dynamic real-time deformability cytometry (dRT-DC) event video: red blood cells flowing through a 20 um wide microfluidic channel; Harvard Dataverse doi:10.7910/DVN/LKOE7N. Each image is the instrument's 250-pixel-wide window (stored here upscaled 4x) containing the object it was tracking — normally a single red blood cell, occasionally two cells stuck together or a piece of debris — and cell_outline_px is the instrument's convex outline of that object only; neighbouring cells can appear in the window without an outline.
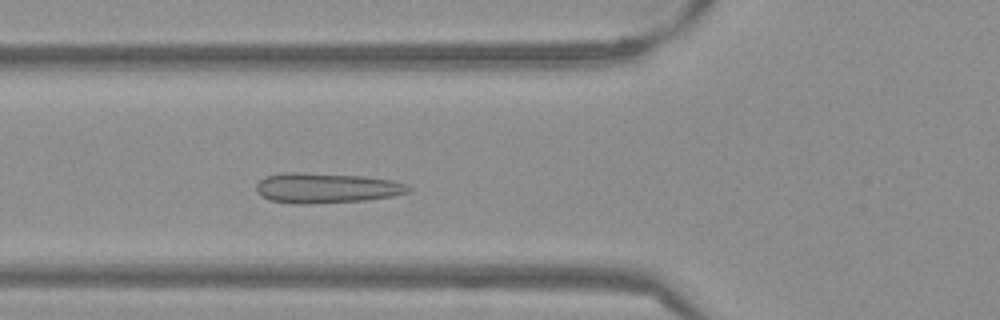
{"species": "Egyptian fruit bat (a non-hibernating species)", "species_latin": "Rousettus aegyptiacus", "temperature_condition": "warm", "stored_images_in_passage": 50, "camera_frame_rate_fps": 3000, "um_per_image_px": 0.085, "frame": {"image": 1, "passage_image": 16, "time_ms": 5.0, "image_size_px": [1000, 320], "cell_outline_px": [[412, 192], [392, 196], [364, 200], [312, 204], [292, 204], [268, 200], [260, 196], [256, 192], [256, 184], [264, 176], [284, 172], [304, 172], [364, 176], [392, 180], [404, 184], [412, 188]], "centroid_in_image_um": [27.69, 15.98], "position_along_channel_um": 98.1, "area_um2": 27.17}}
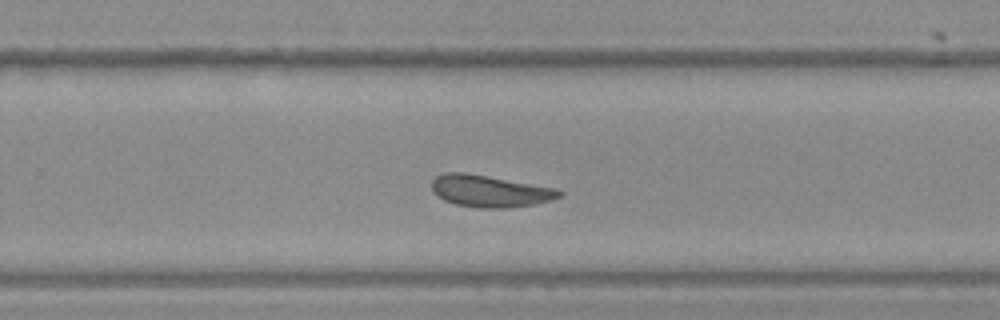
{"frame": {"image": 2, "passage_image": 31, "time_ms": 10.0, "image_size_px": [1000, 320], "cell_outline_px": [[564, 192], [560, 196], [552, 200], [532, 204], [508, 208], [476, 208], [456, 204], [444, 200], [432, 192], [432, 180], [436, 176], [444, 172], [464, 172], [556, 188]], "centroid_in_image_um": [41.61, 16.24], "position_along_channel_um": 288.2, "area_um2": 23.64}}
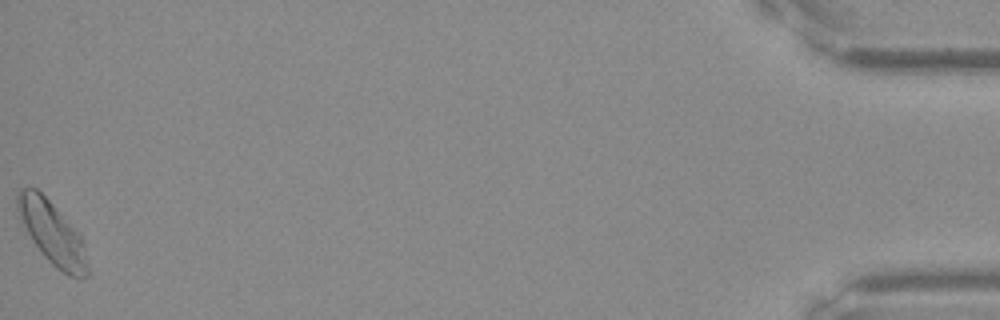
{"frame": {"image": 3, "passage_image": 50, "time_ms": 16.333, "image_size_px": [1000, 320], "cell_outline_px": [[88, 276], [80, 280], [68, 276], [52, 264], [40, 252], [20, 224], [16, 208], [16, 192], [20, 188], [36, 188], [80, 232], [84, 240], [88, 268]], "centroid_in_image_um": [4.43, 19.82], "position_along_channel_um": 430.8, "area_um2": 26.24}, "authors_computed_cell_mechanics": {"area_um2": 24.3338, "velocity_mm_per_s": 3.7918, "shape_relaxation_time_tau1_ms": null, "shape_relaxation_time_tau2_ms": 0.985, "deformation_change_tau1": null, "deformation_change_tau2": 0.06}}